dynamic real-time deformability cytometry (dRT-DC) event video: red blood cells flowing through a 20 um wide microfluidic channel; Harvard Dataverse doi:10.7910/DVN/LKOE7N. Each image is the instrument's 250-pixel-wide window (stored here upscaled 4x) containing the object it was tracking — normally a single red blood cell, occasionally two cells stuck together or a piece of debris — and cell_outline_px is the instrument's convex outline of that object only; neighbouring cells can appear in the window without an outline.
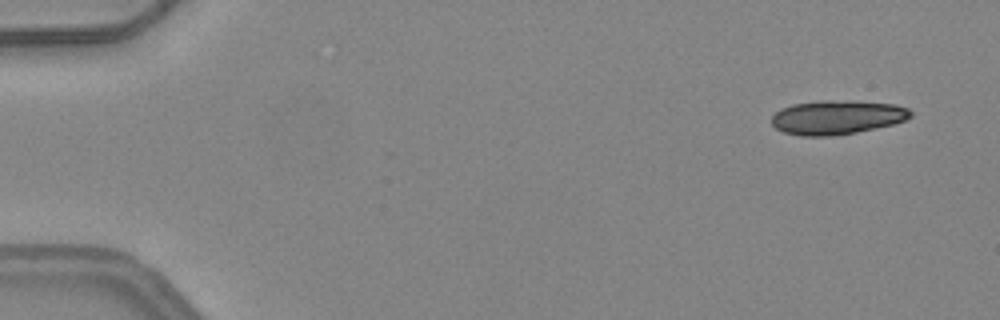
{"species": "common noctule bat (a hibernating species)", "species_latin": "Nyctalus noctula", "temperature_condition": "warm", "stored_images_in_passage": 6, "camera_frame_rate_fps": 3000, "um_per_image_px": 0.085, "animal": {"sex": "female", "body_mass_g": 24.6, "forearm_length_mm": 56.2}, "frame": {"image": 1, "passage_image": 1, "time_ms": 0.0, "image_size_px": [1000, 320], "cell_outline_px": [[912, 116], [904, 120], [892, 124], [876, 128], [856, 132], [832, 136], [800, 136], [784, 132], [776, 128], [772, 124], [772, 116], [780, 108], [792, 104], [820, 100], [832, 100], [896, 104], [908, 108], [912, 112]], "centroid_in_image_um": [71.12, 9.97], "position_along_channel_um": 13.9, "area_um2": 27.57}}